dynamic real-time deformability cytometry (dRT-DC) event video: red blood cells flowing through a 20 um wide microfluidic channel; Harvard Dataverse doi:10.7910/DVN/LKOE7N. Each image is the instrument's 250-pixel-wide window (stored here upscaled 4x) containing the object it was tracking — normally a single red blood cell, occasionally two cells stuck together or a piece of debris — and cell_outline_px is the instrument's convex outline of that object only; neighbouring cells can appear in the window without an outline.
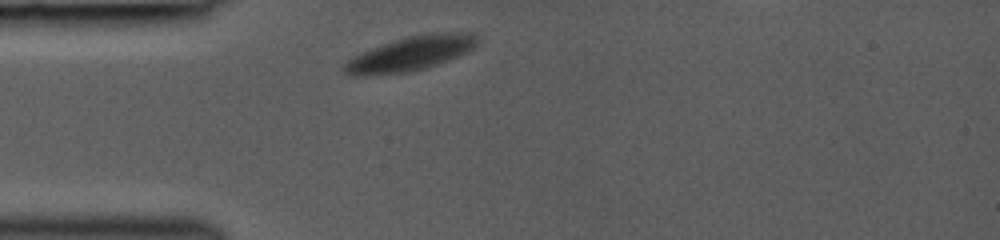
{"species": "common noctule bat (a hibernating species)", "species_latin": "Nyctalus noctula", "temperature_condition": "room temperature", "stored_images_in_passage": 7, "camera_frame_rate_fps": 3000, "um_per_image_px": 0.085, "animal": {"sex": "female", "body_mass_g": 19.0, "forearm_length_mm": 53.3}, "frame": {"image": 1, "passage_image": 1, "time_ms": 0.0, "image_size_px": [1000, 240], "cell_outline_px": [[476, 48], [468, 52], [436, 64], [424, 68], [408, 72], [368, 76], [352, 76], [344, 72], [344, 64], [352, 56], [392, 40], [408, 36], [428, 32], [476, 32]], "centroid_in_image_um": [34.9, 4.54], "position_along_channel_um": 50.1, "area_um2": 26.82}}
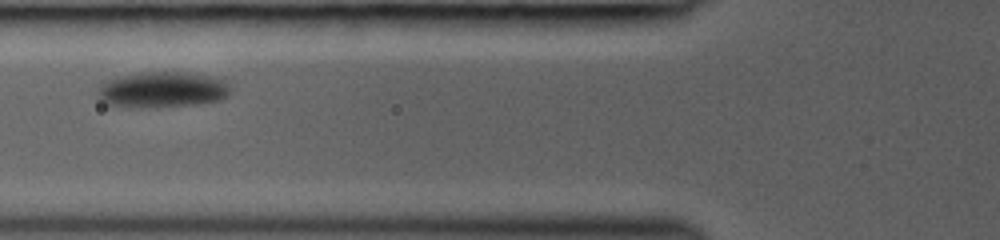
{"frame": {"image": 2, "passage_image": 6, "time_ms": 2.0, "image_size_px": [1000, 240], "cell_outline_px": [[228, 92], [220, 100], [200, 104], [140, 108], [132, 108], [108, 104], [96, 96], [96, 88], [108, 80], [120, 76], [140, 72], [188, 72], [212, 76], [228, 80]], "centroid_in_image_um": [13.77, 7.62], "position_along_channel_um": 112.0, "area_um2": 27.98}}